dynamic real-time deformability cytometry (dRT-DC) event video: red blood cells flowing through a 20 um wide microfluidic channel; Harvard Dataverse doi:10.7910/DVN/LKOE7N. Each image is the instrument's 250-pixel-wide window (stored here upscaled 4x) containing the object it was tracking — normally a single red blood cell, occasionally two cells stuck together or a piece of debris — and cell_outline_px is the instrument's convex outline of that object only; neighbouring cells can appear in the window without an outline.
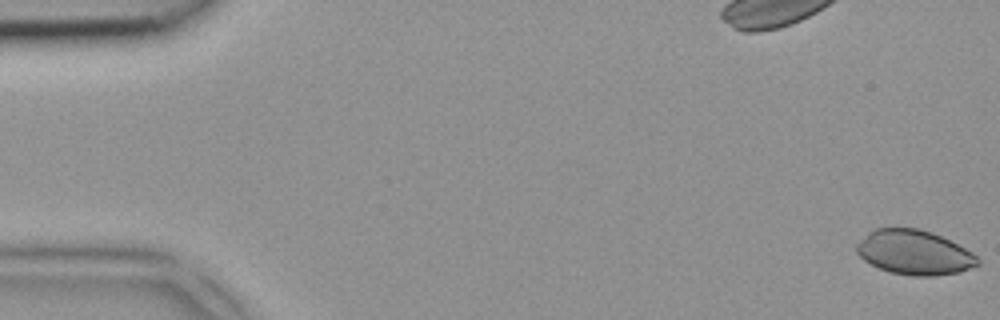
{"species": "common noctule bat (a hibernating species)", "species_latin": "Nyctalus noctula", "temperature_condition": "room temperature", "stored_images_in_passage": 2, "segment_of_instrument_passage": [2, 2], "camera_frame_rate_fps": 3000, "um_per_image_px": 0.085, "animal": {"sex": "female", "body_mass_g": 18.4}, "frame": {"image": 1, "passage_image": 2, "time_ms": 0.333, "image_size_px": [1000, 320], "cell_outline_px": [[980, 264], [960, 272], [932, 276], [912, 276], [892, 272], [880, 268], [864, 260], [856, 252], [856, 244], [868, 232], [876, 228], [920, 228], [932, 232], [972, 252], [980, 260]], "centroid_in_image_um": [77.71, 21.45], "position_along_channel_um": 7.3, "area_um2": 31.27}}